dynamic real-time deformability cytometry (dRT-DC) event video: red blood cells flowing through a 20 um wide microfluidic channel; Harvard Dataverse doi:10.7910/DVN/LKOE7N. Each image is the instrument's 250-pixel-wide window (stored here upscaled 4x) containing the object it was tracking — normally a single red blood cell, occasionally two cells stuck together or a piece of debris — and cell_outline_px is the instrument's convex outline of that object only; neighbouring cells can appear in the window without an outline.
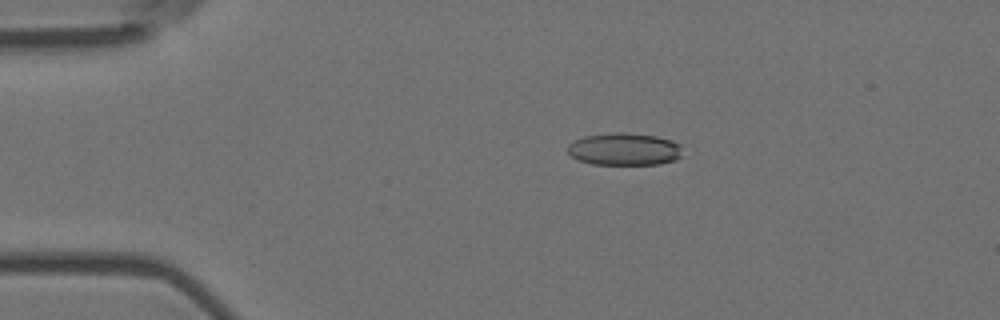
{"species": "Egyptian fruit bat (a non-hibernating species)", "species_latin": "Rousettus aegyptiacus", "temperature_condition": "room temperature", "stored_images_in_passage": 10, "camera_frame_rate_fps": 3000, "um_per_image_px": 0.085, "animal": {"sex": "female"}, "frame": {"image": 1, "passage_image": 3, "time_ms": 0.667, "image_size_px": [1000, 320], "cell_outline_px": [[684, 156], [676, 160], [660, 164], [592, 164], [580, 160], [572, 156], [568, 152], [568, 144], [584, 136], [616, 132], [624, 132], [656, 136], [672, 140], [684, 144]], "centroid_in_image_um": [53.18, 12.68], "position_along_channel_um": 31.8, "area_um2": 22.02}}
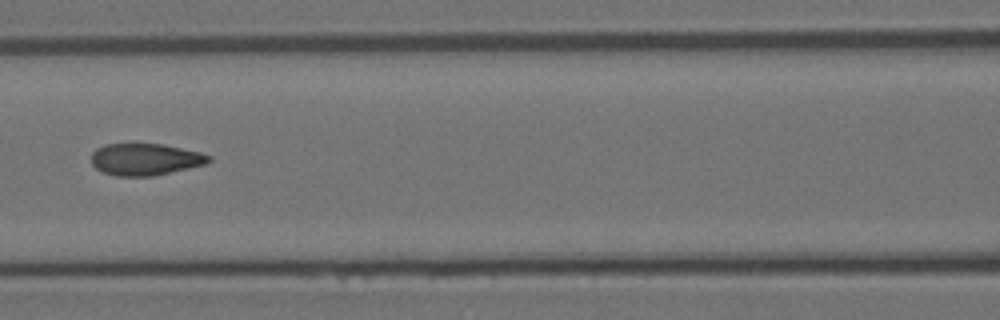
{"frame": {"image": 2, "passage_image": 7, "time_ms": 2.0, "image_size_px": [1000, 320], "cell_outline_px": [[212, 160], [204, 164], [188, 168], [152, 176], [116, 176], [104, 172], [96, 168], [92, 164], [92, 152], [96, 148], [104, 144], [164, 144], [200, 152], [212, 156]], "centroid_in_image_um": [12.34, 13.53], "position_along_channel_um": 154.3, "area_um2": 21.73}}
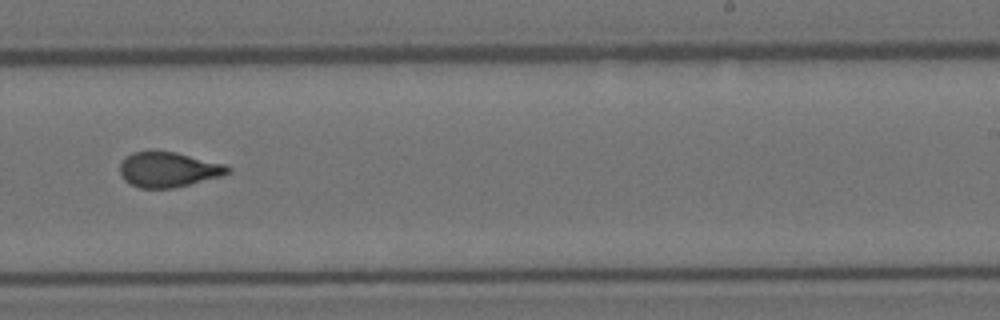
{"frame": {"image": 3, "passage_image": 10, "time_ms": 3.0, "image_size_px": [1000, 320], "cell_outline_px": [[232, 172], [220, 176], [172, 188], [140, 188], [124, 180], [120, 176], [120, 164], [132, 152], [152, 148], [176, 152], [224, 164], [232, 168]], "centroid_in_image_um": [14.28, 14.37], "position_along_channel_um": 274.7, "area_um2": 22.31}}